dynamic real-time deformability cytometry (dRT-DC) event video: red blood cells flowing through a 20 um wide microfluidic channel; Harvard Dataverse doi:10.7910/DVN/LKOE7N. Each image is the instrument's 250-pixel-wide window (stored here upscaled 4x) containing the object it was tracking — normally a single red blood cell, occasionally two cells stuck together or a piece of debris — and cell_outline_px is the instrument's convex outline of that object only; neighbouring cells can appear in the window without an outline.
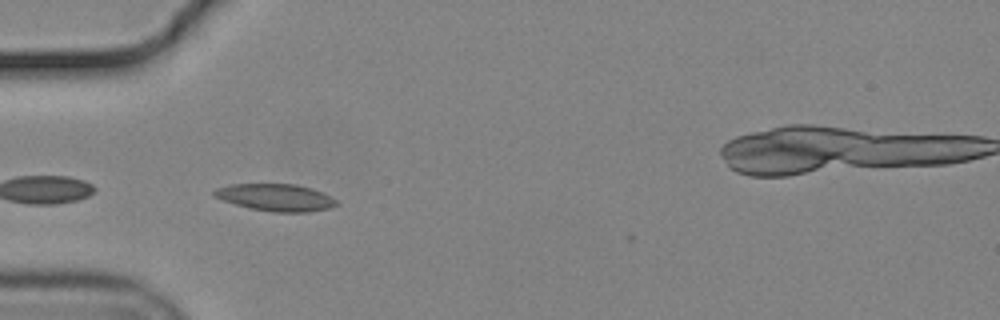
{"species": "common noctule bat (a hibernating species)", "species_latin": "Nyctalus noctula", "temperature_condition": "cold", "stored_images_in_passage": 11, "camera_frame_rate_fps": 3000, "um_per_image_px": 0.085, "animal": {"sex": "male", "body_mass_g": 19.2, "forearm_length_mm": 51.8}, "frame": {"image": 1, "passage_image": 2, "time_ms": 0.333, "image_size_px": [1000, 320], "cell_outline_px": [[336, 204], [328, 208], [308, 212], [272, 212], [248, 208], [224, 200], [216, 196], [212, 192], [216, 188], [232, 184], [296, 184], [312, 188], [336, 200]], "centroid_in_image_um": [23.41, 16.78], "position_along_channel_um": 61.6, "area_um2": 19.02}}